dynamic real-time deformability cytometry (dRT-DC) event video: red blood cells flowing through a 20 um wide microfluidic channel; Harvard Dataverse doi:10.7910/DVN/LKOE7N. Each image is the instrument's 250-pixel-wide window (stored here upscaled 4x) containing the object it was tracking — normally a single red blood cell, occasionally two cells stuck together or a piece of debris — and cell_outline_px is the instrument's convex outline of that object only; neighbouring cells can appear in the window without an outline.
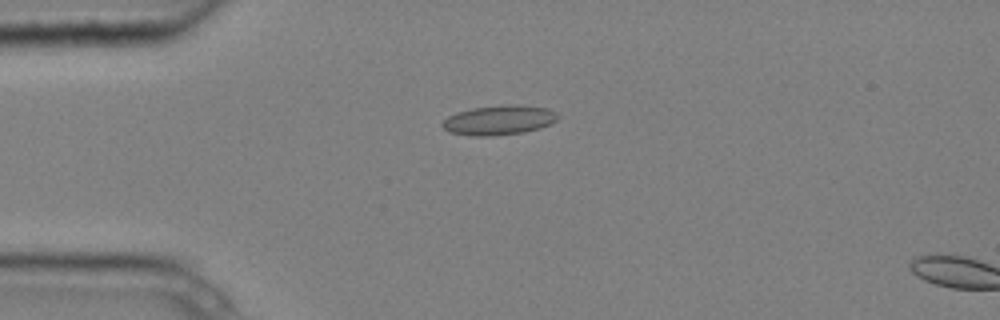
{"species": "common noctule bat (a hibernating species)", "species_latin": "Nyctalus noctula", "temperature_condition": "cold", "stored_images_in_passage": 4, "camera_frame_rate_fps": 3000, "um_per_image_px": 0.085, "animal": {"sex": "male", "body_mass_g": 20.4}, "frame": {"image": 1, "passage_image": 3, "time_ms": 0.667, "image_size_px": [1000, 320], "cell_outline_px": [[560, 116], [552, 124], [540, 128], [524, 132], [492, 136], [468, 136], [448, 132], [440, 124], [448, 116], [456, 112], [472, 108], [508, 104], [516, 104], [548, 108], [556, 112]], "centroid_in_image_um": [42.41, 10.21], "position_along_channel_um": 42.6, "area_um2": 20.23}}